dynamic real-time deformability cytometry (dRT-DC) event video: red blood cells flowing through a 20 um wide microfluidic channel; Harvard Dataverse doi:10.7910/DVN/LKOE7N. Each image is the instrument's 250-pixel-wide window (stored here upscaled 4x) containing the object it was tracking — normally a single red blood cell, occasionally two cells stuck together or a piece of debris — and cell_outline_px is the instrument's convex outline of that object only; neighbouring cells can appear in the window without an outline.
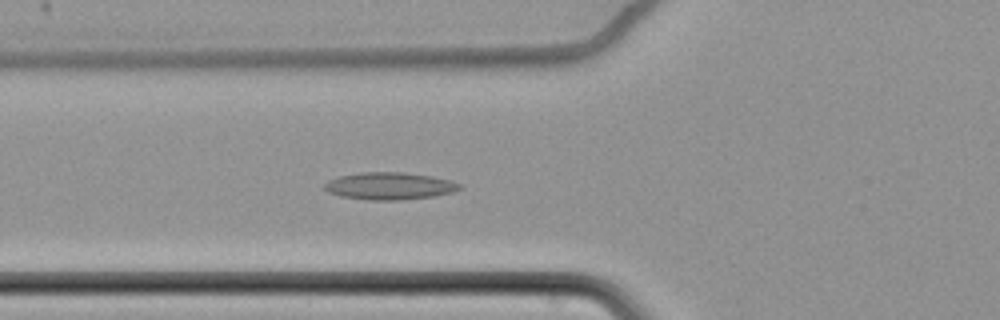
{"species": "common noctule bat (a hibernating species)", "species_latin": "Nyctalus noctula", "temperature_condition": "cold", "stored_images_in_passage": 64, "camera_frame_rate_fps": 3000, "um_per_image_px": 0.085, "animal": {"sex": "female", "body_mass_g": 22.7, "forearm_length_mm": 54.2}, "frame": {"image": 1, "passage_image": 27, "time_ms": 8.667, "image_size_px": [1000, 320], "cell_outline_px": [[464, 188], [452, 192], [432, 196], [400, 200], [368, 200], [340, 196], [328, 192], [324, 188], [324, 184], [328, 180], [340, 176], [360, 172], [404, 172], [432, 176], [452, 180], [460, 184]], "centroid_in_image_um": [33.12, 15.8], "position_along_channel_um": 92.7, "area_um2": 21.56}}
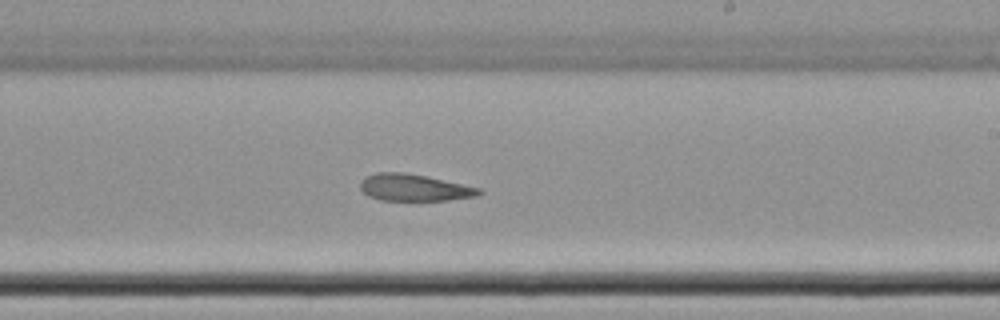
{"frame": {"image": 2, "passage_image": 41, "time_ms": 13.333, "image_size_px": [1000, 320], "cell_outline_px": [[484, 192], [476, 196], [448, 200], [380, 200], [368, 196], [360, 188], [360, 180], [364, 176], [376, 172], [404, 172], [428, 176], [480, 188]], "centroid_in_image_um": [35.18, 15.93], "position_along_channel_um": 253.8, "area_um2": 18.73}}
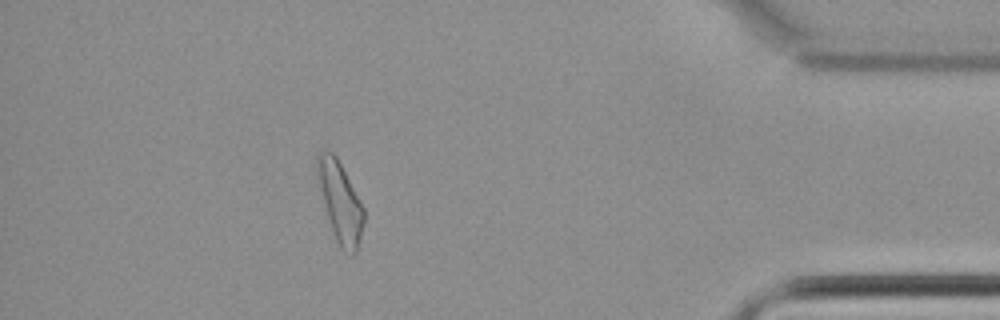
{"frame": {"image": 3, "passage_image": 58, "time_ms": 19.0, "image_size_px": [1000, 320], "cell_outline_px": [[364, 224], [360, 240], [356, 252], [352, 256], [344, 252], [340, 248], [336, 240], [324, 204], [316, 176], [316, 152], [324, 148], [332, 152], [336, 156], [364, 208]], "centroid_in_image_um": [28.9, 17.14], "position_along_channel_um": 406.3, "area_um2": 21.73}, "authors_computed_cell_mechanics": {"area_um2": 21.675, "velocity_mm_per_s": 3.4586, "shape_relaxation_time_tau1_ms": null, "shape_relaxation_time_tau2_ms": 4.8933, "deformation_change_tau1": null, "deformation_change_tau2": 0.1482}}